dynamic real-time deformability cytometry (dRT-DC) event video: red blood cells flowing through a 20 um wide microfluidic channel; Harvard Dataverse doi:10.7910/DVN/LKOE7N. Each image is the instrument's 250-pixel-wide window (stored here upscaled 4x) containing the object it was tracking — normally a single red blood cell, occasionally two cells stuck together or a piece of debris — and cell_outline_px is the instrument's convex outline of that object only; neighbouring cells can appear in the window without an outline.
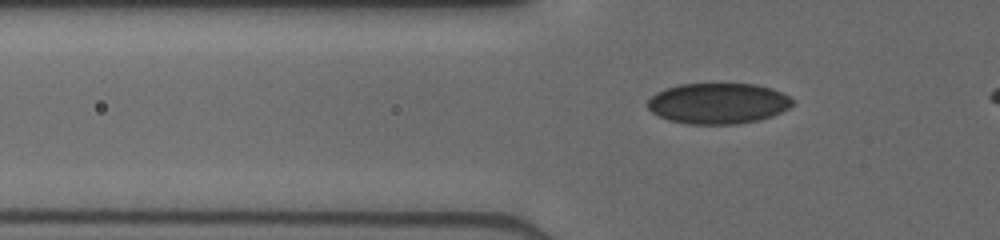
{"species": "human", "species_latin": "Homo sapiens", "temperature_condition": "cold", "stored_images_in_passage": 34, "camera_frame_rate_fps": 3000, "um_per_image_px": 0.085, "donor": {"sex": "male"}, "frame": {"image": 1, "passage_image": 11, "time_ms": 4.0, "image_size_px": [1000, 240], "cell_outline_px": [[796, 100], [788, 108], [772, 116], [756, 120], [736, 124], [688, 124], [668, 120], [652, 112], [648, 108], [648, 100], [656, 92], [664, 88], [680, 84], [756, 84], [772, 88]], "centroid_in_image_um": [61.03, 8.78], "position_along_channel_um": 64.8, "area_um2": 34.39}}
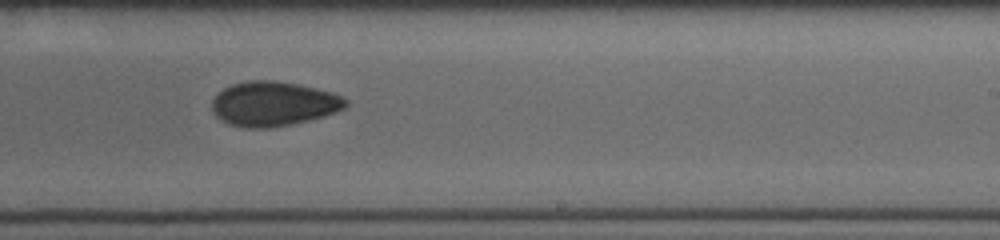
{"frame": {"image": 2, "passage_image": 20, "time_ms": 9.0, "image_size_px": [1000, 240], "cell_outline_px": [[348, 104], [344, 108], [336, 112], [324, 116], [292, 124], [268, 128], [248, 128], [228, 124], [220, 120], [212, 112], [212, 100], [224, 88], [232, 84], [248, 80], [272, 80], [296, 84], [316, 88], [332, 92], [348, 100]], "centroid_in_image_um": [23.23, 8.83], "position_along_channel_um": 265.8, "area_um2": 34.74}}
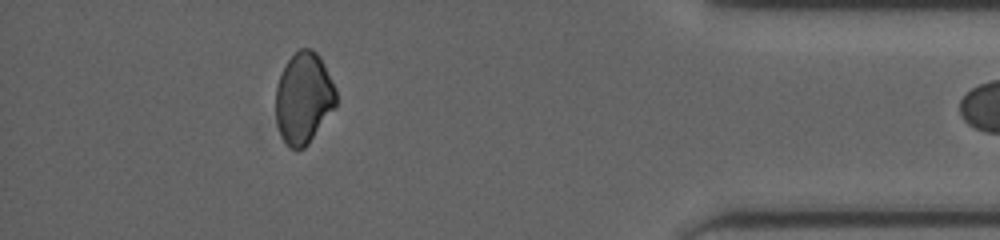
{"frame": {"image": 3, "passage_image": 32, "time_ms": 13.333, "image_size_px": [1000, 240], "cell_outline_px": [[336, 104], [308, 144], [304, 148], [292, 148], [280, 136], [276, 120], [276, 84], [288, 60], [300, 48], [312, 48], [320, 56], [336, 88]], "centroid_in_image_um": [25.8, 8.31], "position_along_channel_um": 409.4, "area_um2": 31.73}}